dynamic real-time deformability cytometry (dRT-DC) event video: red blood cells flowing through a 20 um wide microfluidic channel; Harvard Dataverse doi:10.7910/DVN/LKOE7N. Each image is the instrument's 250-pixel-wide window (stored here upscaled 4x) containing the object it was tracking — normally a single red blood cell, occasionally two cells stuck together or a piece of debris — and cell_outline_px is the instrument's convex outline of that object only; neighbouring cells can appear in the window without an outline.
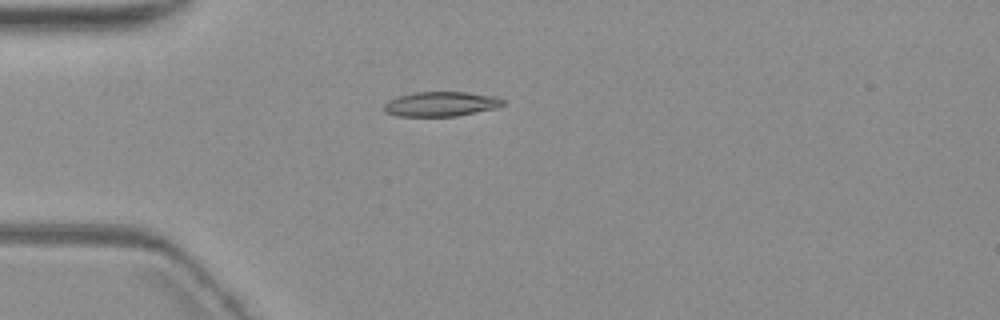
{"species": "common noctule bat (a hibernating species)", "species_latin": "Nyctalus noctula", "temperature_condition": "warm", "stored_images_in_passage": 8, "camera_frame_rate_fps": 3000, "um_per_image_px": 0.085, "animal": {"sex": "female", "body_mass_g": 19.3, "forearm_length_mm": 54.1}, "frame": {"image": 1, "passage_image": 4, "time_ms": 3.667, "image_size_px": [1000, 320], "cell_outline_px": [[504, 104], [496, 108], [456, 116], [396, 116], [384, 112], [384, 104], [388, 100], [396, 96], [416, 92], [464, 92], [496, 96], [504, 100]], "centroid_in_image_um": [37.45, 8.84], "position_along_channel_um": 47.6, "area_um2": 17.17}}
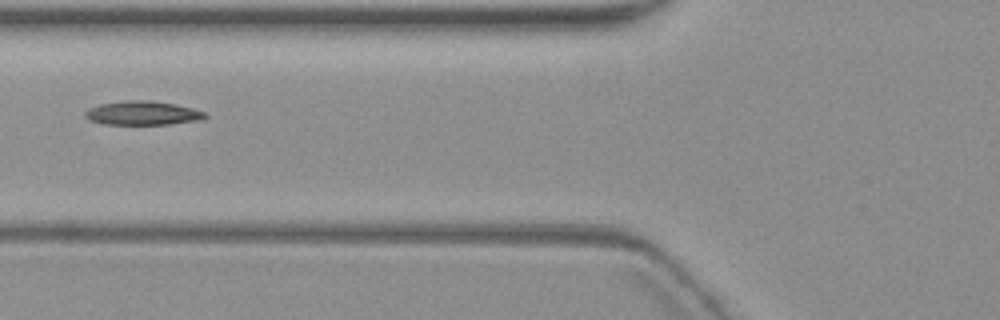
{"frame": {"image": 2, "passage_image": 6, "time_ms": 6.0, "image_size_px": [1000, 320], "cell_outline_px": [[208, 116], [204, 120], [168, 124], [104, 124], [88, 120], [84, 116], [84, 112], [88, 108], [100, 104], [128, 100], [152, 100], [176, 104], [192, 108], [204, 112]], "centroid_in_image_um": [12.13, 9.61], "position_along_channel_um": 113.7, "area_um2": 16.88}}
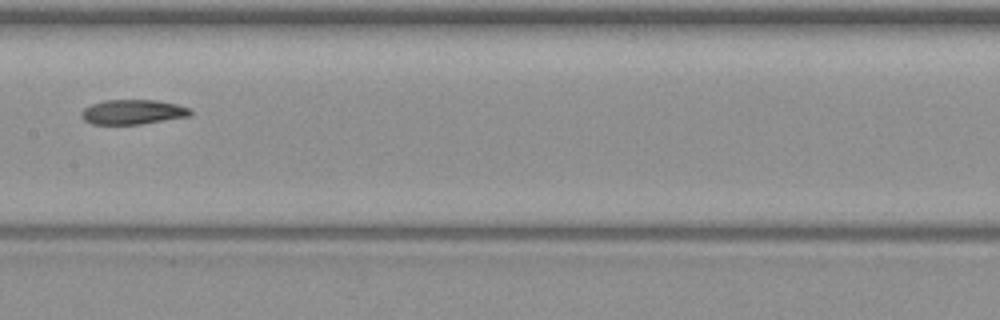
{"frame": {"image": 3, "passage_image": 8, "time_ms": 8.333, "image_size_px": [1000, 320], "cell_outline_px": [[192, 116], [140, 124], [92, 124], [84, 120], [80, 116], [80, 112], [84, 108], [92, 104], [104, 100], [156, 100], [176, 104], [188, 108], [192, 112]], "centroid_in_image_um": [11.27, 9.52], "position_along_channel_um": 196.1, "area_um2": 15.72}}